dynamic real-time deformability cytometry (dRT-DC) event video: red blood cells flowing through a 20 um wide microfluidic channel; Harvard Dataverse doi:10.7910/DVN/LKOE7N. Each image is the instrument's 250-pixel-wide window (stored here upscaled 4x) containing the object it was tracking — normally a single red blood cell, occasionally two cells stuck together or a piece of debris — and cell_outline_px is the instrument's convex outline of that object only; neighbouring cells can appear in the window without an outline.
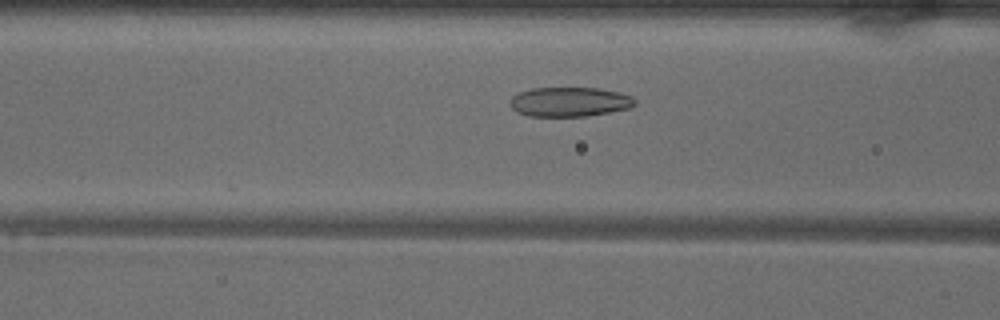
{"species": "common noctule bat (a hibernating species)", "species_latin": "Nyctalus noctula", "temperature_condition": "warm", "stored_images_in_passage": 30, "camera_frame_rate_fps": 3000, "um_per_image_px": 0.085, "animal": {"sex": "male", "body_mass_g": 18.8}, "frame": {"image": 1, "passage_image": 9, "time_ms": 2.667, "image_size_px": [1000, 320], "cell_outline_px": [[636, 104], [632, 108], [588, 116], [528, 116], [516, 112], [508, 104], [512, 96], [520, 92], [532, 88], [600, 88], [620, 92], [632, 96], [636, 100]], "centroid_in_image_um": [48.43, 8.66], "position_along_channel_um": 118.2, "area_um2": 21.73}}
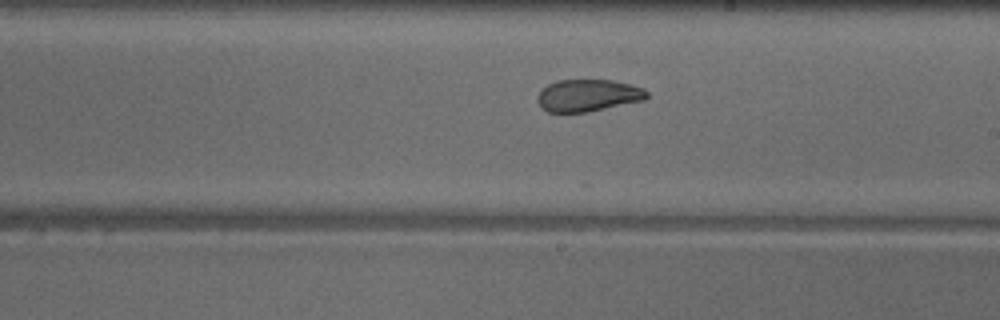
{"frame": {"image": 2, "passage_image": 18, "time_ms": 5.667, "image_size_px": [1000, 320], "cell_outline_px": [[648, 96], [644, 100], [588, 112], [548, 112], [540, 108], [536, 100], [536, 96], [548, 84], [556, 80], [612, 80], [644, 88], [648, 92]], "centroid_in_image_um": [49.95, 8.11], "position_along_channel_um": 239.0, "area_um2": 20.52}}
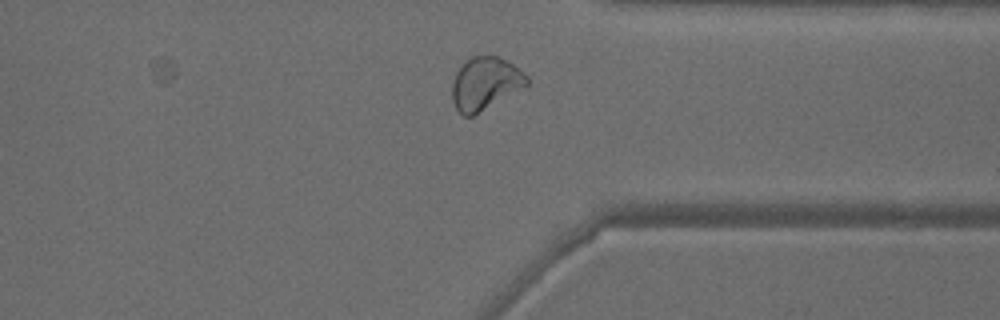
{"frame": {"image": 3, "passage_image": 28, "time_ms": 9.0, "image_size_px": [1000, 320], "cell_outline_px": [[528, 84], [524, 88], [472, 116], [464, 116], [456, 108], [452, 100], [452, 84], [456, 72], [472, 56], [496, 56], [512, 64], [524, 72], [528, 76]], "centroid_in_image_um": [41.25, 7.11], "position_along_channel_um": 370.1, "area_um2": 22.66}, "authors_computed_cell_mechanics": {"area_um2": 21.675, "velocity_mm_per_s": 4.0191, "shape_relaxation_time_tau1_ms": null, "shape_relaxation_time_tau2_ms": 1.5918, "deformation_change_tau1": null, "deformation_change_tau2": 0.0748}}